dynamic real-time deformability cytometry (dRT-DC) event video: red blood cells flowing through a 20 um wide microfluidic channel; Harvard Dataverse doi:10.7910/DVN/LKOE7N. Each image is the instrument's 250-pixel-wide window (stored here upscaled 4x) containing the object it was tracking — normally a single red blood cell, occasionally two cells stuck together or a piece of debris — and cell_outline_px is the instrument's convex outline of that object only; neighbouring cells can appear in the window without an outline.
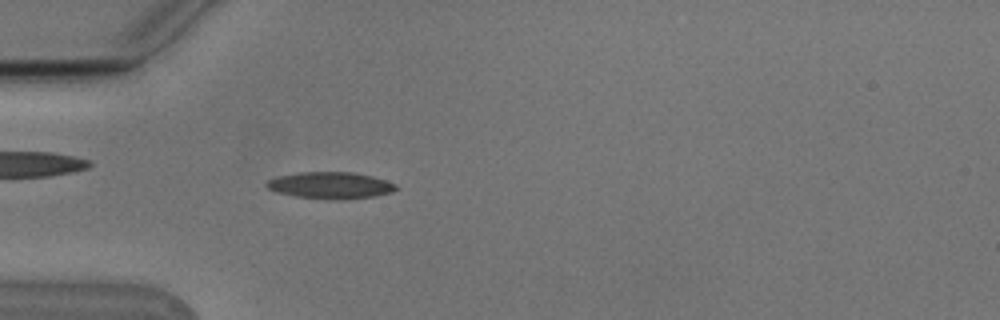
{"species": "Egyptian fruit bat (a non-hibernating species)", "species_latin": "Rousettus aegyptiacus", "temperature_condition": "cold", "stored_images_in_passage": 5, "camera_frame_rate_fps": 3000, "um_per_image_px": 0.085, "animal": {"sex": "male"}, "frame": {"image": 1, "passage_image": 5, "time_ms": 1.333, "image_size_px": [1000, 320], "cell_outline_px": [[396, 188], [392, 192], [372, 196], [328, 200], [296, 196], [280, 192], [268, 188], [264, 184], [268, 180], [276, 176], [300, 172], [352, 172], [372, 176], [396, 184]], "centroid_in_image_um": [28.05, 15.74], "position_along_channel_um": 56.9, "area_um2": 19.83}}